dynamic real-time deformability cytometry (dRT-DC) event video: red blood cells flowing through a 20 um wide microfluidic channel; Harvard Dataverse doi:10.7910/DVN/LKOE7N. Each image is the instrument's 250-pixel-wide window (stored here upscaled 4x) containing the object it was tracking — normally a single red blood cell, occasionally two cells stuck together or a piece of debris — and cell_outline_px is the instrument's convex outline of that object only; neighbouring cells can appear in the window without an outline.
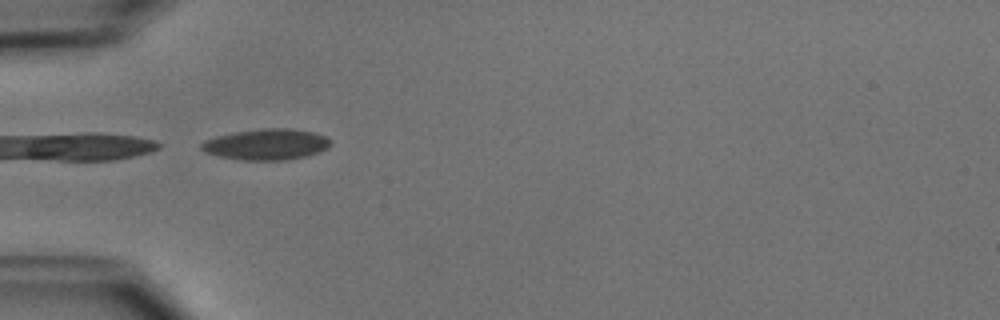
{"species": "common noctule bat (a hibernating species)", "species_latin": "Nyctalus noctula", "temperature_condition": "cold", "stored_images_in_passage": 10, "camera_frame_rate_fps": 3000, "um_per_image_px": 0.085, "animal": {"sex": "male", "body_mass_g": 15.6}, "frame": {"image": 1, "passage_image": 1, "time_ms": 0.0, "image_size_px": [1000, 320], "cell_outline_px": [[332, 144], [328, 148], [320, 152], [288, 160], [240, 160], [220, 156], [204, 152], [200, 148], [200, 144], [204, 140], [236, 132], [264, 128], [288, 128], [312, 132], [328, 136]], "centroid_in_image_um": [22.68, 12.28], "position_along_channel_um": 62.3, "area_um2": 23.29}}
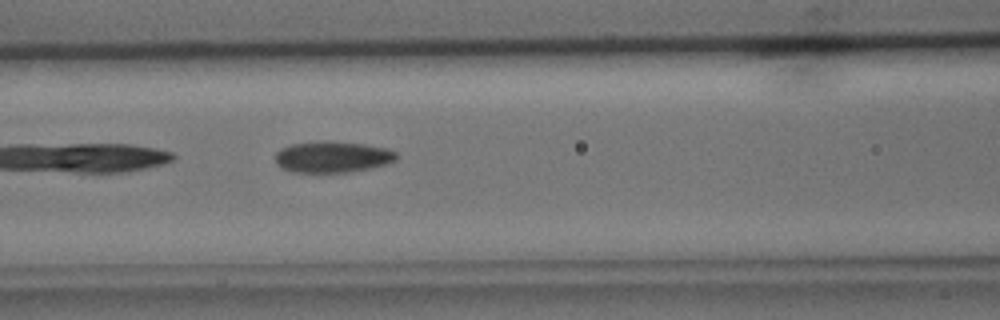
{"frame": {"image": 2, "passage_image": 7, "time_ms": 2.0, "image_size_px": [1000, 320], "cell_outline_px": [[396, 160], [372, 168], [348, 172], [292, 172], [276, 164], [276, 152], [280, 148], [292, 144], [364, 144], [388, 148], [396, 152]], "centroid_in_image_um": [28.28, 13.39], "position_along_channel_um": 138.3, "area_um2": 21.04}}